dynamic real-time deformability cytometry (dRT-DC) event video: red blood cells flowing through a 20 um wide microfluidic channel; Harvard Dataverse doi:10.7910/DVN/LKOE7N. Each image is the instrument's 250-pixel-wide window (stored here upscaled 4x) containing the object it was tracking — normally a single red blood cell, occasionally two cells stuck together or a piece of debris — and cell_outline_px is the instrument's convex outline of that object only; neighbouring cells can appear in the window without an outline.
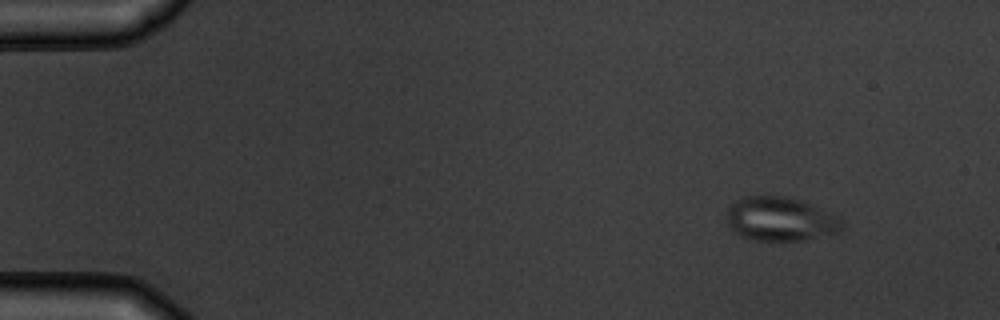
{"species": "common noctule bat (a hibernating species)", "species_latin": "Nyctalus noctula", "temperature_condition": "warm", "stored_images_in_passage": 5, "camera_frame_rate_fps": 3000, "um_per_image_px": 0.085, "animal": {"sex": "male", "body_mass_g": 19.5, "forearm_length_mm": 54.6}, "frame": {"image": 1, "passage_image": 1, "time_ms": 0.0, "image_size_px": [1000, 320], "cell_outline_px": [[844, 224], [840, 232], [804, 240], [756, 240], [744, 236], [736, 232], [728, 224], [724, 216], [728, 208], [736, 200], [744, 196], [788, 196], [800, 200], [840, 216]], "centroid_in_image_um": [66.35, 18.61], "position_along_channel_um": 18.6, "area_um2": 29.59}}